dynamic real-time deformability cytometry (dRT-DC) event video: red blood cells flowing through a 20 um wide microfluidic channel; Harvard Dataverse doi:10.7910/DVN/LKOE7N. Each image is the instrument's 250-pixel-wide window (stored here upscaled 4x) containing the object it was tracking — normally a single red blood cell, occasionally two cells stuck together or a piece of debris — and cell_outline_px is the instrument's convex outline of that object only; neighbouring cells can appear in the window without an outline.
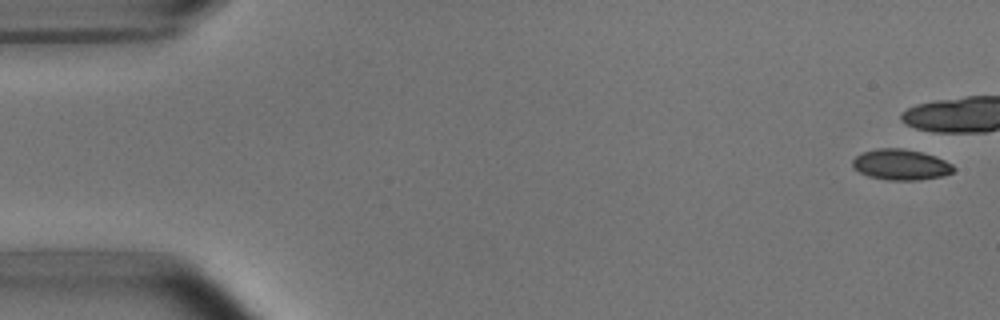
{"species": "common noctule bat (a hibernating species)", "species_latin": "Nyctalus noctula", "temperature_condition": "room temperature", "stored_images_in_passage": 12, "camera_frame_rate_fps": 3000, "um_per_image_px": 0.085, "animal": {"sex": "male", "body_mass_g": 15.6}, "frame": {"image": 1, "passage_image": 1, "time_ms": 0.0, "image_size_px": [1000, 320], "cell_outline_px": [[956, 168], [952, 172], [944, 176], [920, 180], [888, 180], [868, 176], [860, 172], [852, 164], [852, 160], [860, 152], [876, 148], [900, 148], [920, 152], [936, 156], [952, 164]], "centroid_in_image_um": [76.58, 13.99], "position_along_channel_um": 8.4, "area_um2": 18.15}}
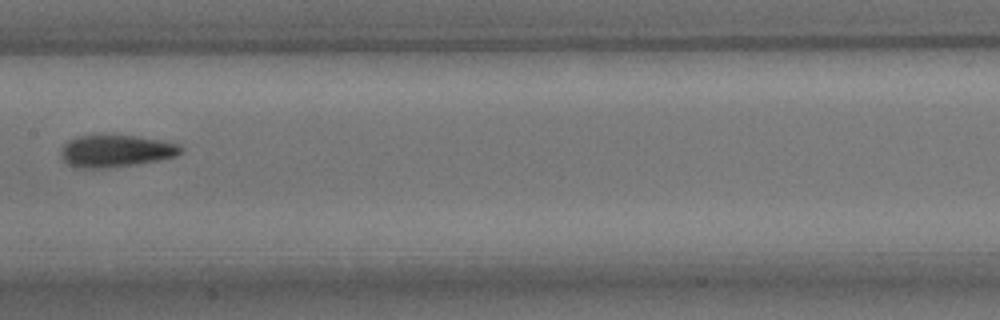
{"frame": {"image": 2, "passage_image": 9, "time_ms": 10.0, "image_size_px": [1000, 320], "cell_outline_px": [[184, 148], [176, 156], [156, 160], [132, 164], [100, 168], [80, 168], [68, 164], [64, 160], [64, 144], [68, 140], [76, 136], [104, 132], [112, 132], [164, 140], [180, 144]], "centroid_in_image_um": [9.88, 12.76], "position_along_channel_um": 197.5, "area_um2": 22.89}}
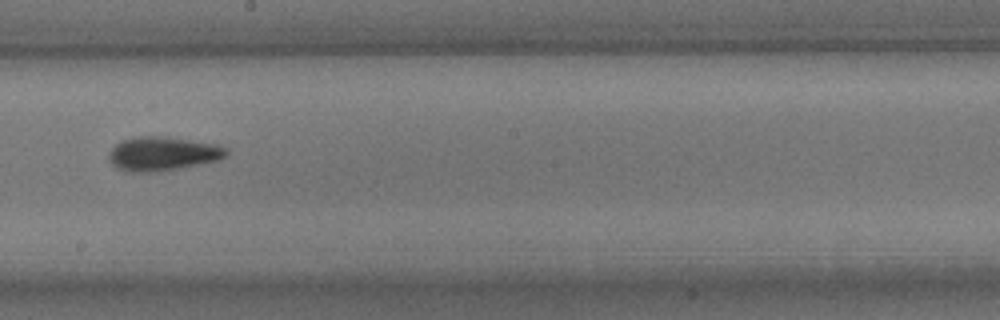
{"frame": {"image": 3, "passage_image": 10, "time_ms": 11.0, "image_size_px": [1000, 320], "cell_outline_px": [[228, 156], [220, 160], [176, 168], [144, 172], [132, 172], [116, 168], [108, 160], [108, 156], [112, 148], [120, 140], [136, 136], [164, 136], [216, 144], [228, 148]], "centroid_in_image_um": [13.82, 13.04], "position_along_channel_um": 234.4, "area_um2": 23.18}}